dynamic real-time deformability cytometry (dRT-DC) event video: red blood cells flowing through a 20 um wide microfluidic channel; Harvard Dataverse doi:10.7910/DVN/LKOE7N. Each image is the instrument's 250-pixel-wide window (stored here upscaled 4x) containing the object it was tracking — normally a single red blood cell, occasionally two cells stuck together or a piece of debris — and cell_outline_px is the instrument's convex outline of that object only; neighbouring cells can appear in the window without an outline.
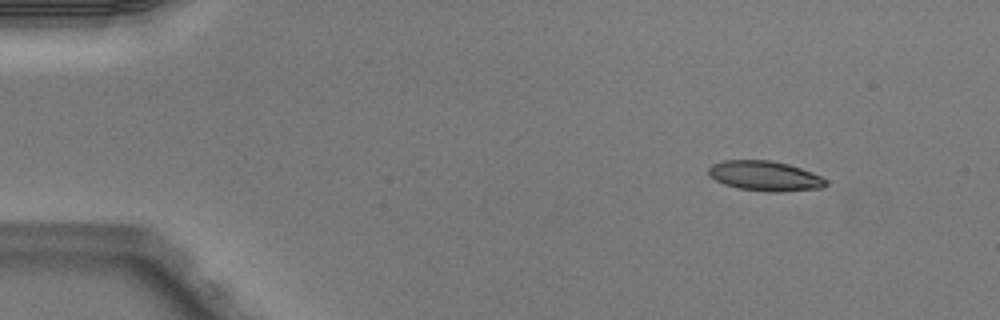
{"species": "Egyptian fruit bat (a non-hibernating species)", "species_latin": "Rousettus aegyptiacus", "temperature_condition": "warm", "stored_images_in_passage": 4, "camera_frame_rate_fps": 3000, "um_per_image_px": 0.085, "animal": {"sex": "male"}, "frame": {"image": 1, "passage_image": 1, "time_ms": 0.0, "image_size_px": [1000, 320], "cell_outline_px": [[828, 184], [820, 188], [776, 192], [772, 192], [740, 188], [724, 184], [716, 180], [708, 172], [708, 168], [712, 164], [724, 160], [772, 160], [788, 164], [800, 168], [820, 176], [828, 180]], "centroid_in_image_um": [65.02, 14.94], "position_along_channel_um": 20.0, "area_um2": 20.23}}
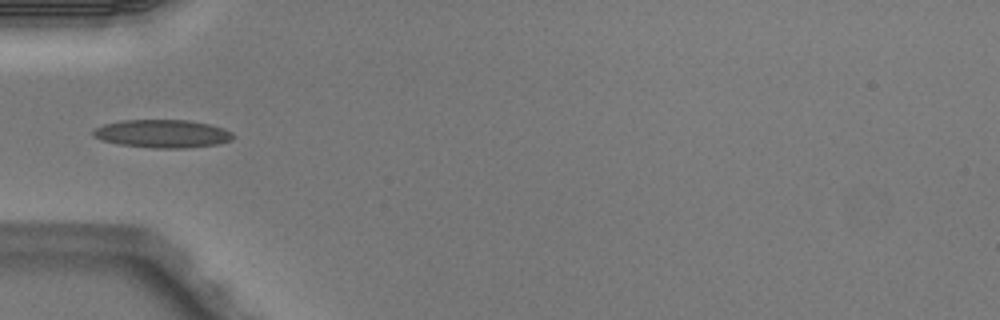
{"frame": {"image": 2, "passage_image": 4, "time_ms": 1.0, "image_size_px": [1000, 320], "cell_outline_px": [[236, 136], [232, 140], [216, 144], [188, 148], [152, 148], [120, 144], [100, 140], [92, 136], [92, 132], [96, 128], [104, 124], [120, 120], [188, 120], [208, 124], [224, 128], [232, 132]], "centroid_in_image_um": [13.81, 11.36], "position_along_channel_um": 71.2, "area_um2": 23.0}}